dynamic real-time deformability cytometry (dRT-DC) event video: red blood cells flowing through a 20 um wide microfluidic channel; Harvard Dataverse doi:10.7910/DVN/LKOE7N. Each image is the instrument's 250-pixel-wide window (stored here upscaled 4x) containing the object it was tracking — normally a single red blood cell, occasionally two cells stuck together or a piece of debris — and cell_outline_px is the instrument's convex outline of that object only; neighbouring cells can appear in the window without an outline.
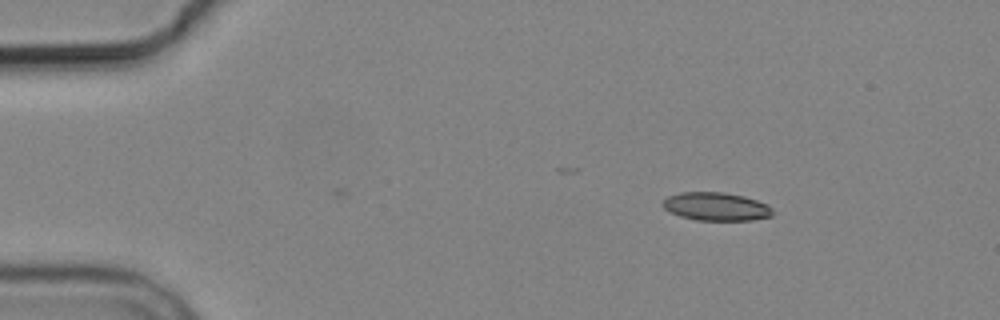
{"species": "common noctule bat (a hibernating species)", "species_latin": "Nyctalus noctula", "temperature_condition": "cold", "stored_images_in_passage": 3, "camera_frame_rate_fps": 3000, "um_per_image_px": 0.085, "animal": {"sex": "male", "body_mass_g": 19.2, "forearm_length_mm": 51.8}, "frame": {"image": 1, "passage_image": 1, "time_ms": 0.0, "image_size_px": [1000, 320], "cell_outline_px": [[772, 216], [752, 220], [696, 220], [680, 216], [668, 212], [660, 204], [668, 196], [680, 192], [724, 192], [744, 196], [768, 204], [772, 208]], "centroid_in_image_um": [60.85, 17.55], "position_along_channel_um": 24.2, "area_um2": 18.21}}